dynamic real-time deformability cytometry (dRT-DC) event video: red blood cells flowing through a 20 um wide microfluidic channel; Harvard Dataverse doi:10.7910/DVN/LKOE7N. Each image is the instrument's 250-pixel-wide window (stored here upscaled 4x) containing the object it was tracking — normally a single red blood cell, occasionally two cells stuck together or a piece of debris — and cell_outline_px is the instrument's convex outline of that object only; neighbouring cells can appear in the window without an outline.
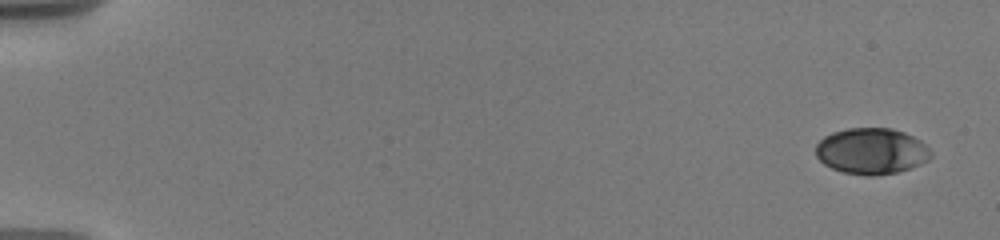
{"species": "human", "species_latin": "Homo sapiens", "temperature_condition": "warm", "stored_images_in_passage": 7, "camera_frame_rate_fps": 3000, "um_per_image_px": 0.085, "donor": {"sex": "male"}, "frame": {"image": 1, "passage_image": 1, "time_ms": 0.0, "image_size_px": [1000, 240], "cell_outline_px": [[932, 156], [928, 160], [920, 164], [896, 172], [876, 176], [868, 176], [844, 172], [832, 168], [824, 164], [816, 156], [816, 144], [824, 136], [832, 132], [848, 128], [892, 128], [904, 132], [920, 140], [932, 152]], "centroid_in_image_um": [74.07, 12.84], "position_along_channel_um": 10.9, "area_um2": 30.92}}
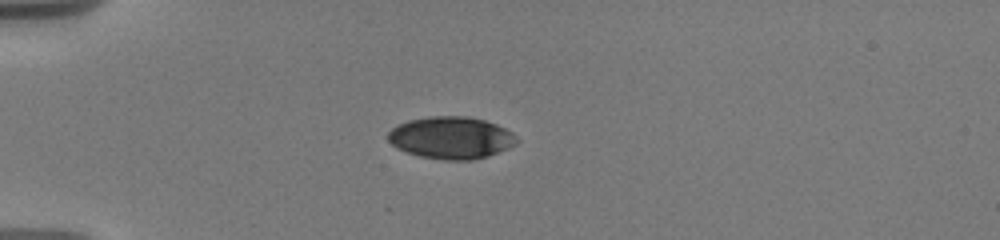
{"frame": {"image": 2, "passage_image": 5, "time_ms": 4.667, "image_size_px": [1000, 240], "cell_outline_px": [[520, 140], [516, 144], [508, 148], [488, 156], [476, 160], [444, 160], [420, 156], [404, 152], [396, 148], [388, 140], [388, 132], [392, 128], [408, 120], [428, 116], [464, 116], [484, 120], [496, 124], [512, 132]], "centroid_in_image_um": [38.35, 11.71], "position_along_channel_um": 46.7, "area_um2": 31.79}}